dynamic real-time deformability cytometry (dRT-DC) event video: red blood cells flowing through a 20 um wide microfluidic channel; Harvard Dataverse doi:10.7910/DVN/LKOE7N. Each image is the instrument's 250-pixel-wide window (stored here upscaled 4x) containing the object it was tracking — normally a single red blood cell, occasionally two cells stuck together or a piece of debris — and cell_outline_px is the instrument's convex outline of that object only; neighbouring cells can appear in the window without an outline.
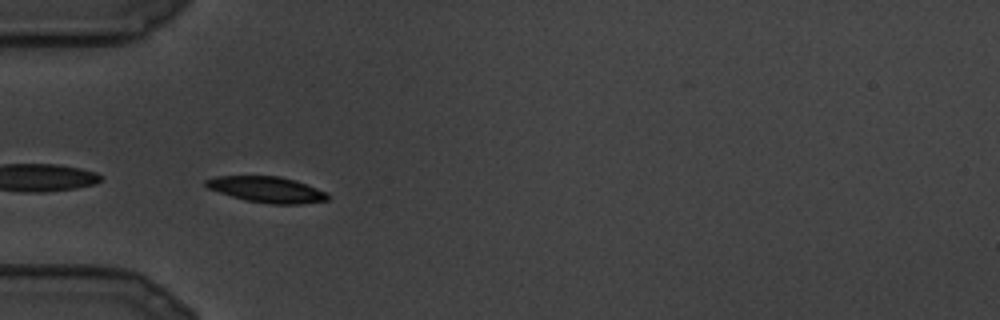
{"species": "common noctule bat (a hibernating species)", "species_latin": "Nyctalus noctula", "temperature_condition": "cold", "stored_images_in_passage": 22, "camera_frame_rate_fps": 3000, "um_per_image_px": 0.085, "animal": {"sex": "male", "body_mass_g": 19.5, "forearm_length_mm": 54.6}, "frame": {"image": 1, "passage_image": 4, "time_ms": 1.0, "image_size_px": [1000, 320], "cell_outline_px": [[328, 200], [300, 204], [272, 204], [244, 200], [208, 188], [204, 184], [204, 180], [216, 176], [280, 176], [296, 180], [316, 188], [324, 192], [328, 196]], "centroid_in_image_um": [22.65, 16.1], "position_along_channel_um": 62.3, "area_um2": 18.26}}
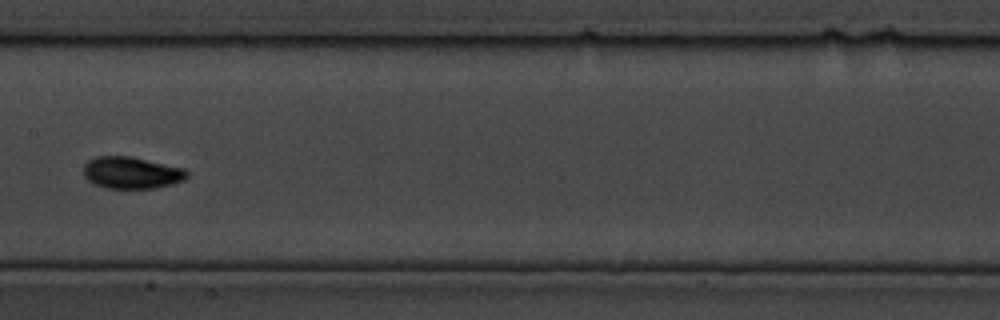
{"frame": {"image": 2, "passage_image": 10, "time_ms": 3.0, "image_size_px": [1000, 320], "cell_outline_px": [[188, 176], [184, 180], [172, 184], [156, 188], [108, 188], [96, 184], [88, 180], [84, 176], [84, 164], [88, 160], [96, 156], [132, 156], [184, 168], [188, 172]], "centroid_in_image_um": [11.19, 14.67], "position_along_channel_um": 196.2, "area_um2": 19.25}}
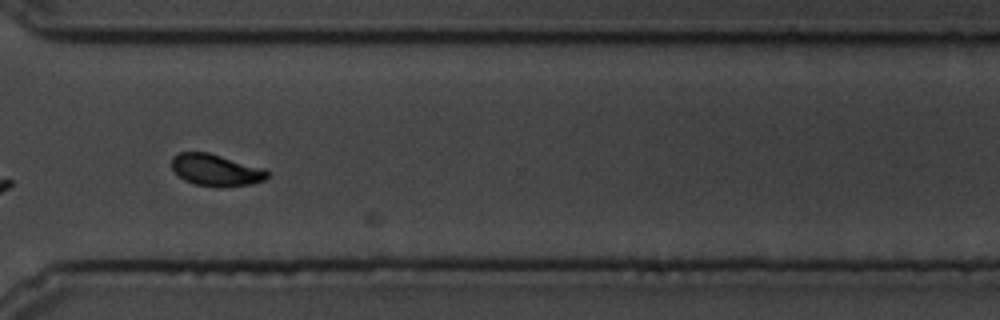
{"frame": {"image": 3, "passage_image": 16, "time_ms": 5.0, "image_size_px": [1000, 320], "cell_outline_px": [[268, 176], [264, 180], [252, 184], [196, 184], [184, 180], [172, 168], [172, 156], [176, 152], [208, 152], [264, 168], [268, 172]], "centroid_in_image_um": [18.32, 14.39], "position_along_channel_um": 352.3, "area_um2": 16.99}}